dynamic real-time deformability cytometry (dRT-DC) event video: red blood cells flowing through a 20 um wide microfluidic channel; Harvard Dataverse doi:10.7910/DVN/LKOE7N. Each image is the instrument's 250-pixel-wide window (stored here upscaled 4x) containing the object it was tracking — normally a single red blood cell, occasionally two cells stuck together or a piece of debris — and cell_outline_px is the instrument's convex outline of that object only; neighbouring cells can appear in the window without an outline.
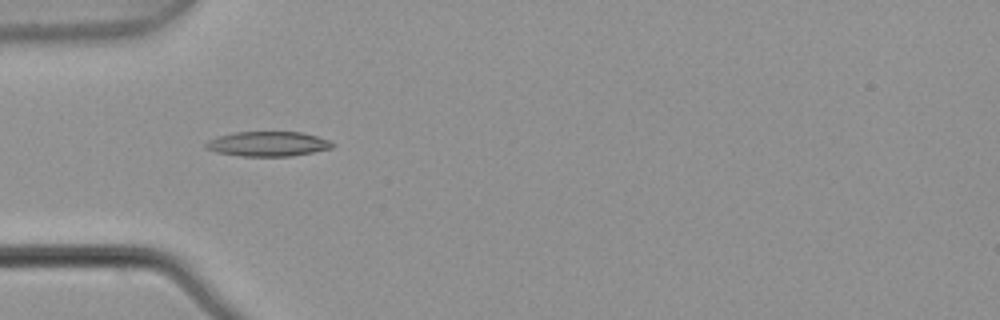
{"species": "common noctule bat (a hibernating species)", "species_latin": "Nyctalus noctula", "temperature_condition": "warm", "stored_images_in_passage": 5, "camera_frame_rate_fps": 3000, "um_per_image_px": 0.085, "animal": {"sex": "male", "body_mass_g": 21.5, "forearm_length_mm": 52.0}, "frame": {"image": 1, "passage_image": 4, "time_ms": 1.0, "image_size_px": [1000, 320], "cell_outline_px": [[336, 144], [332, 148], [292, 156], [240, 156], [216, 152], [204, 148], [204, 144], [208, 140], [220, 136], [236, 132], [300, 132], [316, 136], [328, 140]], "centroid_in_image_um": [22.76, 12.24], "position_along_channel_um": 62.2, "area_um2": 18.21}}
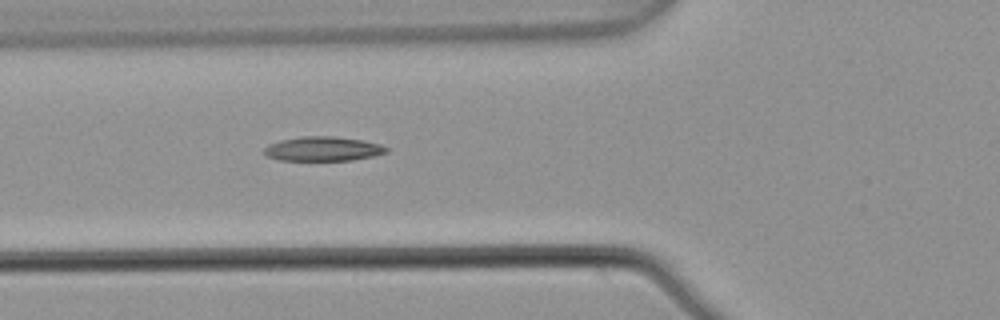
{"frame": {"image": 2, "passage_image": 5, "time_ms": 1.333, "image_size_px": [1000, 320], "cell_outline_px": [[388, 152], [372, 156], [352, 160], [280, 160], [268, 156], [264, 152], [264, 148], [268, 144], [280, 140], [300, 136], [336, 136], [360, 140], [380, 144], [388, 148]], "centroid_in_image_um": [27.44, 12.64], "position_along_channel_um": 98.4, "area_um2": 17.28}}